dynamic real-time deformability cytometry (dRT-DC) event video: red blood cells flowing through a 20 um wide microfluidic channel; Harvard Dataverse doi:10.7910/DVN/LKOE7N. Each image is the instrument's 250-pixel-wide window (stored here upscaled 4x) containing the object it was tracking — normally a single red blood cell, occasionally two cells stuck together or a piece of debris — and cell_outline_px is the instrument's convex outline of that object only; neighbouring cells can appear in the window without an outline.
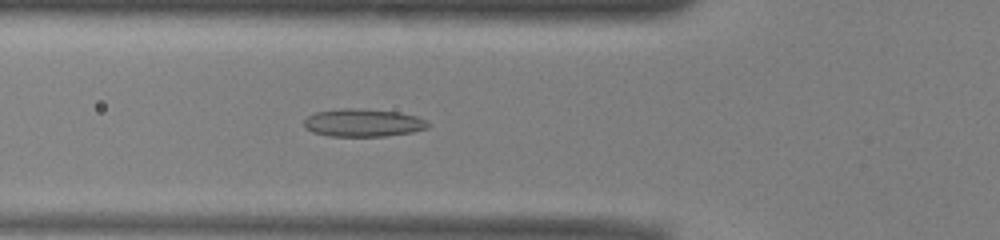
{"species": "common noctule bat (a hibernating species)", "species_latin": "Nyctalus noctula", "temperature_condition": "warm", "stored_images_in_passage": 47, "camera_frame_rate_fps": 3000, "um_per_image_px": 0.085, "animal": {"sex": "male", "body_mass_g": 13.0, "forearm_length_mm": 53.1}, "frame": {"image": 1, "passage_image": 14, "time_ms": 4.333, "image_size_px": [1000, 240], "cell_outline_px": [[428, 128], [412, 132], [384, 136], [328, 136], [312, 132], [304, 128], [304, 120], [308, 116], [316, 112], [340, 108], [360, 108], [400, 112], [416, 116], [428, 120]], "centroid_in_image_um": [30.85, 10.43], "position_along_channel_um": 94.9, "area_um2": 20.29}}
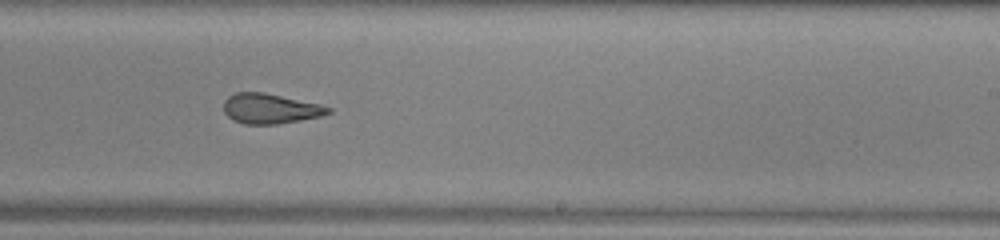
{"frame": {"image": 2, "passage_image": 27, "time_ms": 8.667, "image_size_px": [1000, 240], "cell_outline_px": [[332, 112], [320, 116], [300, 120], [276, 124], [244, 124], [228, 116], [224, 112], [224, 100], [228, 96], [236, 92], [264, 92], [320, 104], [332, 108]], "centroid_in_image_um": [22.97, 9.22], "position_along_channel_um": 266.0, "area_um2": 18.21}}
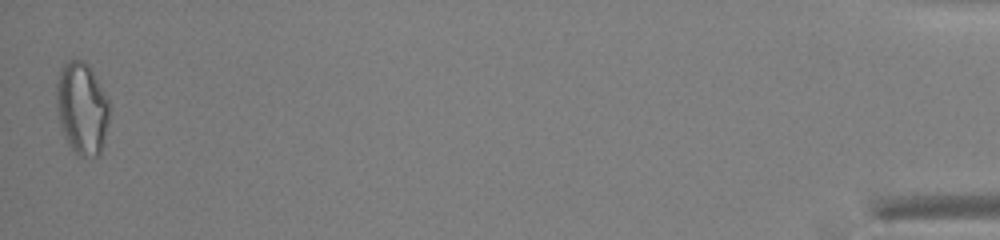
{"frame": {"image": 3, "passage_image": 47, "time_ms": 15.333, "image_size_px": [1000, 240], "cell_outline_px": [[108, 120], [100, 156], [80, 156], [68, 144], [64, 136], [60, 124], [56, 108], [56, 84], [60, 68], [68, 60], [80, 60], [88, 64], [108, 100]], "centroid_in_image_um": [6.93, 9.2], "position_along_channel_um": 428.3, "area_um2": 28.15}, "authors_computed_cell_mechanics": {"area_um2": 20.23, "velocity_mm_per_s": 3.952, "shape_relaxation_time_tau1_ms": null, "shape_relaxation_time_tau2_ms": 2.1881, "deformation_change_tau1": null, "deformation_change_tau2": 0.1141}}